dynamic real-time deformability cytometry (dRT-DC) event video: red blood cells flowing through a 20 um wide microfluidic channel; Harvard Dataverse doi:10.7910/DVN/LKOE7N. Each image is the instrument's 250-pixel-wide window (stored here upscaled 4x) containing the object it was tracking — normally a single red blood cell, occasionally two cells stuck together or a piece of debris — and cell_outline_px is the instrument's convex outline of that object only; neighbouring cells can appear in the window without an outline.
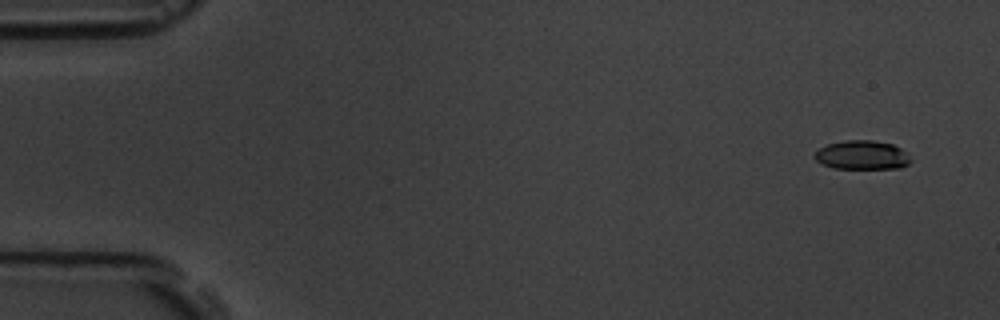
{"species": "common noctule bat (a hibernating species)", "species_latin": "Nyctalus noctula", "temperature_condition": "room temperature", "stored_images_in_passage": 6, "camera_frame_rate_fps": 3000, "um_per_image_px": 0.085, "animal": {"sex": "male", "body_mass_g": 19.5, "forearm_length_mm": 54.6}, "frame": {"image": 1, "passage_image": 1, "time_ms": 0.0, "image_size_px": [1000, 320], "cell_outline_px": [[912, 160], [908, 164], [900, 168], [832, 168], [816, 160], [816, 152], [820, 148], [828, 144], [848, 140], [872, 140], [892, 144], [908, 152]], "centroid_in_image_um": [73.34, 13.18], "position_along_channel_um": 11.7, "area_um2": 16.07}}
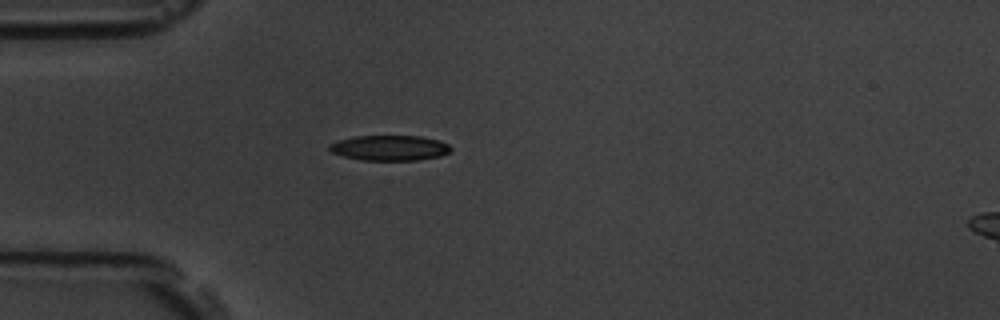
{"frame": {"image": 2, "passage_image": 5, "time_ms": 4.333, "image_size_px": [1000, 320], "cell_outline_px": [[452, 148], [448, 152], [440, 156], [416, 160], [364, 160], [344, 156], [332, 152], [328, 148], [328, 144], [340, 140], [356, 136], [420, 136], [440, 140], [448, 144]], "centroid_in_image_um": [33.13, 12.56], "position_along_channel_um": 51.9, "area_um2": 17.74}}